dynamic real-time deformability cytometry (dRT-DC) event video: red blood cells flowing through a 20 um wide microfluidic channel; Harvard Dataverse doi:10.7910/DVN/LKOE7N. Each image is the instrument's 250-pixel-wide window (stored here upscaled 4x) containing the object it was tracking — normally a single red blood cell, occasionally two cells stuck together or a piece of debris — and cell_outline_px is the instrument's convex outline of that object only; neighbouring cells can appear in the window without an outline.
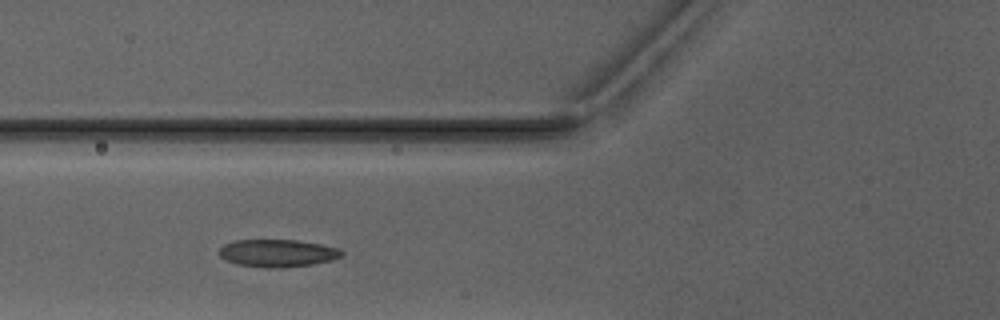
{"species": "Egyptian fruit bat (a non-hibernating species)", "species_latin": "Rousettus aegyptiacus", "temperature_condition": "warm", "stored_images_in_passage": 6, "camera_frame_rate_fps": 3000, "um_per_image_px": 0.085, "animal": {"sex": "male"}, "frame": {"image": 1, "passage_image": 4, "time_ms": 3.667, "image_size_px": [1000, 320], "cell_outline_px": [[344, 252], [340, 256], [332, 260], [312, 264], [284, 268], [272, 268], [236, 264], [220, 256], [216, 252], [224, 244], [236, 240], [296, 240], [320, 244], [340, 248]], "centroid_in_image_um": [23.59, 21.51], "position_along_channel_um": 102.2, "area_um2": 19.65}}
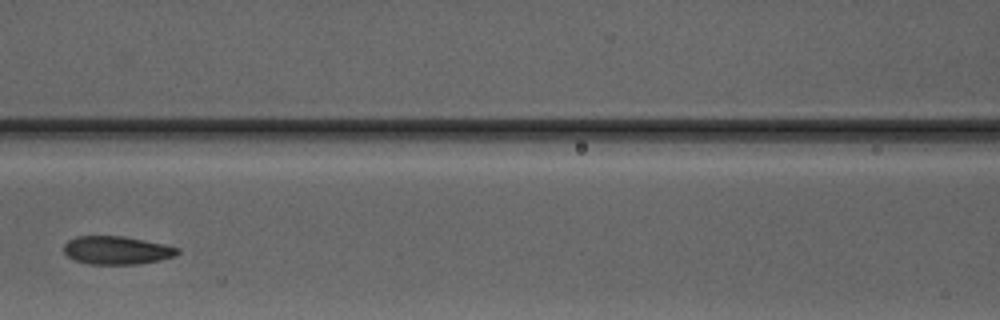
{"frame": {"image": 2, "passage_image": 5, "time_ms": 5.0, "image_size_px": [1000, 320], "cell_outline_px": [[180, 252], [176, 256], [160, 260], [140, 264], [88, 264], [76, 260], [68, 256], [64, 252], [64, 244], [68, 240], [76, 236], [124, 236], [164, 244], [180, 248]], "centroid_in_image_um": [9.95, 21.27], "position_along_channel_um": 156.6, "area_um2": 18.79}}
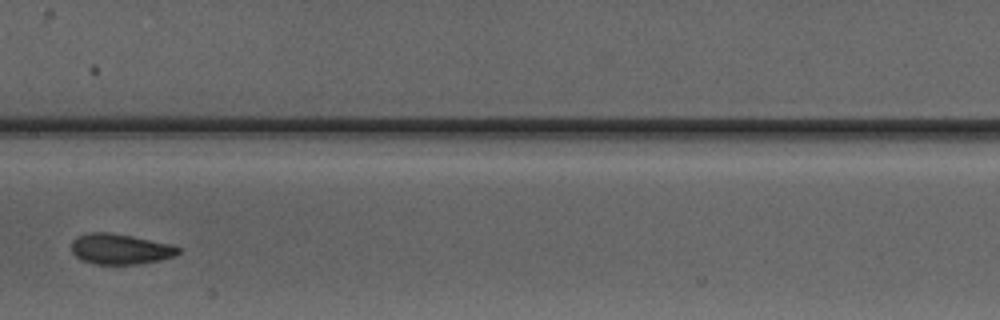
{"frame": {"image": 3, "passage_image": 6, "time_ms": 6.0, "image_size_px": [1000, 320], "cell_outline_px": [[180, 252], [176, 256], [160, 260], [140, 264], [92, 264], [80, 260], [72, 252], [72, 240], [80, 236], [92, 232], [108, 232], [132, 236], [176, 244], [180, 248]], "centroid_in_image_um": [10.28, 21.17], "position_along_channel_um": 197.1, "area_um2": 19.25}}